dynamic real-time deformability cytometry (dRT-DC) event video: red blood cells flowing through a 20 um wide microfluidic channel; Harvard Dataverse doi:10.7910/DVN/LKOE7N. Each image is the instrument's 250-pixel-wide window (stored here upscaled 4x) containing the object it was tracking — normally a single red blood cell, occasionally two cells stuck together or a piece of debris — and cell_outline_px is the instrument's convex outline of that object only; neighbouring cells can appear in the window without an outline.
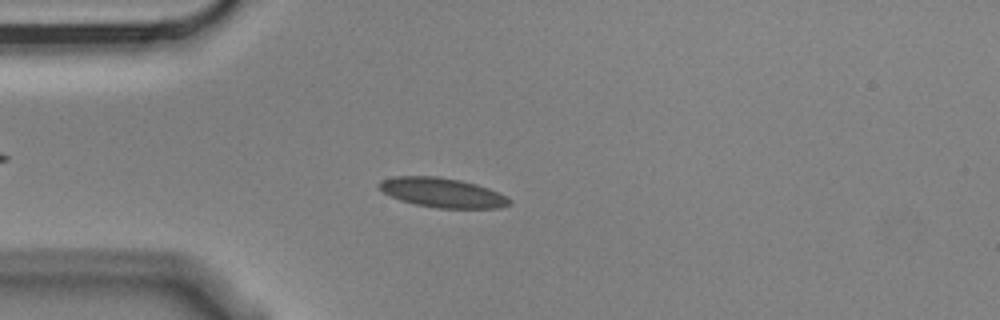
{"species": "Egyptian fruit bat (a non-hibernating species)", "species_latin": "Rousettus aegyptiacus", "temperature_condition": "cold", "stored_images_in_passage": 5, "camera_frame_rate_fps": 3000, "um_per_image_px": 0.085, "animal": {"sex": "male"}, "frame": {"image": 1, "passage_image": 5, "time_ms": 1.333, "image_size_px": [1000, 320], "cell_outline_px": [[512, 204], [500, 208], [436, 208], [416, 204], [400, 200], [384, 192], [376, 184], [380, 180], [396, 176], [436, 176], [460, 180], [476, 184], [488, 188], [512, 200]], "centroid_in_image_um": [37.59, 16.37], "position_along_channel_um": 47.4, "area_um2": 22.31}}